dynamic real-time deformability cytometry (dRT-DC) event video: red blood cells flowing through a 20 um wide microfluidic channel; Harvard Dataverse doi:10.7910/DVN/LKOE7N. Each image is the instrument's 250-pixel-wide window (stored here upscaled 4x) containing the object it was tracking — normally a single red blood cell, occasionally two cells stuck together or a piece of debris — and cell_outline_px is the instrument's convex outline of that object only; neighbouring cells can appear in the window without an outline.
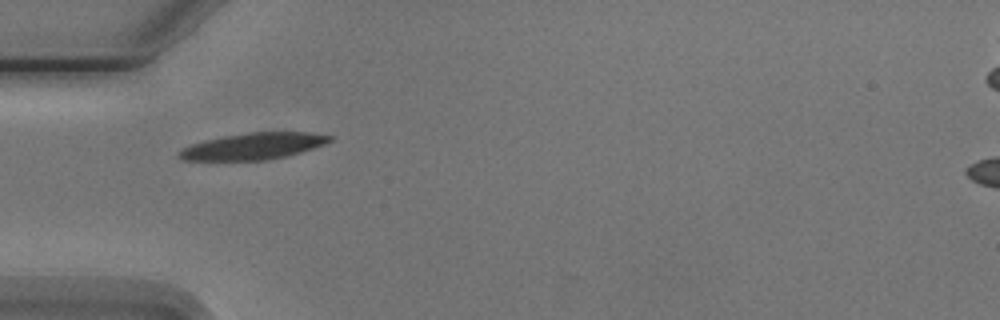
{"species": "Egyptian fruit bat (a non-hibernating species)", "species_latin": "Rousettus aegyptiacus", "temperature_condition": "cold", "stored_images_in_passage": 6, "camera_frame_rate_fps": 3000, "um_per_image_px": 0.085, "animal": {"sex": "male"}, "frame": {"image": 1, "passage_image": 5, "time_ms": 5.667, "image_size_px": [1000, 320], "cell_outline_px": [[332, 140], [324, 144], [288, 156], [264, 160], [184, 160], [176, 156], [176, 152], [180, 148], [204, 140], [224, 136], [252, 132], [312, 132], [332, 136]], "centroid_in_image_um": [21.49, 12.43], "position_along_channel_um": 63.5, "area_um2": 23.29}}
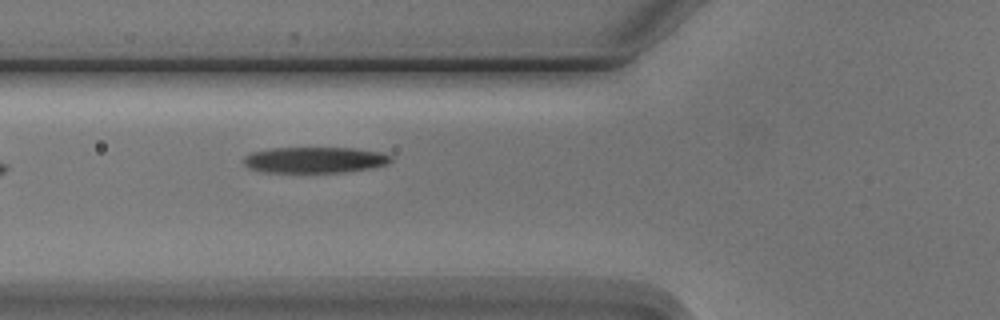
{"frame": {"image": 2, "passage_image": 6, "time_ms": 6.667, "image_size_px": [1000, 320], "cell_outline_px": [[392, 160], [388, 164], [368, 168], [344, 172], [264, 172], [248, 168], [244, 164], [244, 156], [252, 152], [268, 148], [352, 148], [380, 152], [392, 156]], "centroid_in_image_um": [26.73, 13.59], "position_along_channel_um": 99.1, "area_um2": 22.25}}